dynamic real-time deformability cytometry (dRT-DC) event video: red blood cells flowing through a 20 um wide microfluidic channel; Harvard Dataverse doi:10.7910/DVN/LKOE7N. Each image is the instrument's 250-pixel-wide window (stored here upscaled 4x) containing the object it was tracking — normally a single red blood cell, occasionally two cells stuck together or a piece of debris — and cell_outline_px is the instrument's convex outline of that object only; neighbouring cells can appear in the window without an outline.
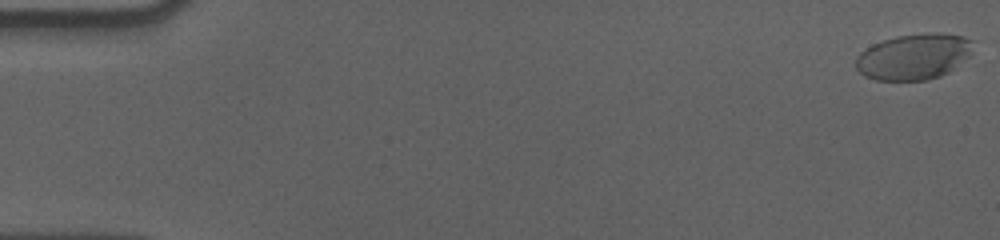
{"species": "human", "species_latin": "Homo sapiens", "temperature_condition": "cold", "stored_images_in_passage": 58, "camera_frame_rate_fps": 3000, "um_per_image_px": 0.085, "donor": {"sex": "male"}, "frame": {"image": 1, "passage_image": 1, "time_ms": 0.0, "image_size_px": [1000, 240], "cell_outline_px": [[976, 40], [968, 56], [948, 72], [940, 76], [928, 80], [876, 80], [864, 76], [856, 68], [856, 56], [860, 52], [872, 44], [896, 36], [932, 32], [936, 32], [964, 36]], "centroid_in_image_um": [77.67, 4.8], "position_along_channel_um": 7.3, "area_um2": 31.44}}
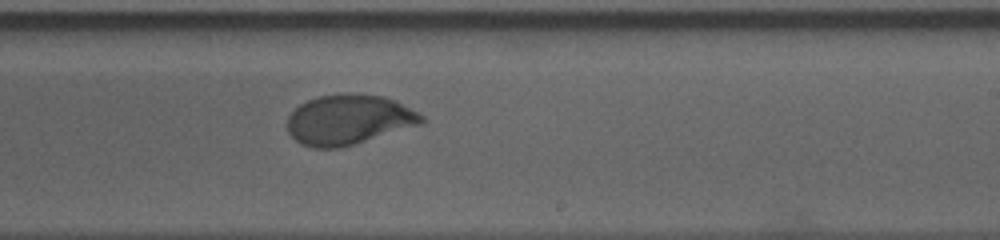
{"frame": {"image": 2, "passage_image": 36, "time_ms": 11.667, "image_size_px": [1000, 240], "cell_outline_px": [[424, 120], [420, 124], [340, 148], [312, 148], [300, 144], [288, 132], [288, 116], [300, 104], [308, 100], [320, 96], [344, 92], [356, 92], [384, 96], [424, 116]], "centroid_in_image_um": [29.59, 10.16], "position_along_channel_um": 259.4, "area_um2": 38.84}}
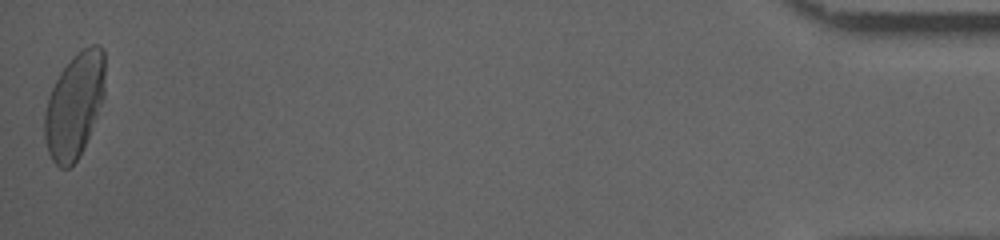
{"frame": {"image": 3, "passage_image": 58, "time_ms": 19.0, "image_size_px": [1000, 240], "cell_outline_px": [[104, 96], [88, 136], [76, 160], [68, 168], [60, 168], [52, 160], [48, 152], [44, 136], [44, 112], [52, 88], [60, 72], [72, 56], [76, 52], [92, 44], [100, 44], [104, 52]], "centroid_in_image_um": [6.31, 8.92], "position_along_channel_um": 428.9, "area_um2": 36.59}, "authors_computed_cell_mechanics": {"area_um2": 37.4544, "velocity_mm_per_s": 3.5493, "shape_relaxation_time_tau1_ms": 3.6714, "shape_relaxation_time_tau2_ms": null, "deformation_change_tau1": 0.1617, "deformation_change_tau2": null}}